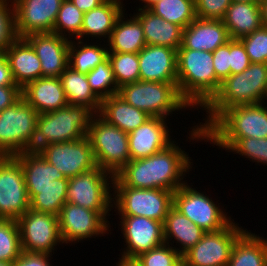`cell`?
<instances>
[{
	"label": "cell",
	"mask_w": 267,
	"mask_h": 266,
	"mask_svg": "<svg viewBox=\"0 0 267 266\" xmlns=\"http://www.w3.org/2000/svg\"><path fill=\"white\" fill-rule=\"evenodd\" d=\"M86 77L90 88L101 101L118 93L119 88L108 58L91 70Z\"/></svg>",
	"instance_id": "40"
},
{
	"label": "cell",
	"mask_w": 267,
	"mask_h": 266,
	"mask_svg": "<svg viewBox=\"0 0 267 266\" xmlns=\"http://www.w3.org/2000/svg\"><path fill=\"white\" fill-rule=\"evenodd\" d=\"M109 212H96L66 202L58 214L59 232L62 242L76 243L110 232ZM108 216V218H107ZM76 241V242H75Z\"/></svg>",
	"instance_id": "15"
},
{
	"label": "cell",
	"mask_w": 267,
	"mask_h": 266,
	"mask_svg": "<svg viewBox=\"0 0 267 266\" xmlns=\"http://www.w3.org/2000/svg\"><path fill=\"white\" fill-rule=\"evenodd\" d=\"M72 3L83 13H86L102 3H104L106 0H71Z\"/></svg>",
	"instance_id": "51"
},
{
	"label": "cell",
	"mask_w": 267,
	"mask_h": 266,
	"mask_svg": "<svg viewBox=\"0 0 267 266\" xmlns=\"http://www.w3.org/2000/svg\"><path fill=\"white\" fill-rule=\"evenodd\" d=\"M141 266H184L183 256L170 244H162L136 258Z\"/></svg>",
	"instance_id": "42"
},
{
	"label": "cell",
	"mask_w": 267,
	"mask_h": 266,
	"mask_svg": "<svg viewBox=\"0 0 267 266\" xmlns=\"http://www.w3.org/2000/svg\"><path fill=\"white\" fill-rule=\"evenodd\" d=\"M149 10L183 29L197 18L195 0H159Z\"/></svg>",
	"instance_id": "37"
},
{
	"label": "cell",
	"mask_w": 267,
	"mask_h": 266,
	"mask_svg": "<svg viewBox=\"0 0 267 266\" xmlns=\"http://www.w3.org/2000/svg\"><path fill=\"white\" fill-rule=\"evenodd\" d=\"M16 221L22 251L52 255L57 245H63L58 216L29 209Z\"/></svg>",
	"instance_id": "13"
},
{
	"label": "cell",
	"mask_w": 267,
	"mask_h": 266,
	"mask_svg": "<svg viewBox=\"0 0 267 266\" xmlns=\"http://www.w3.org/2000/svg\"><path fill=\"white\" fill-rule=\"evenodd\" d=\"M251 64L245 47L239 39L230 40V68L231 75L239 74Z\"/></svg>",
	"instance_id": "47"
},
{
	"label": "cell",
	"mask_w": 267,
	"mask_h": 266,
	"mask_svg": "<svg viewBox=\"0 0 267 266\" xmlns=\"http://www.w3.org/2000/svg\"><path fill=\"white\" fill-rule=\"evenodd\" d=\"M113 209L119 216H141L164 223L174 192L164 189L113 187Z\"/></svg>",
	"instance_id": "9"
},
{
	"label": "cell",
	"mask_w": 267,
	"mask_h": 266,
	"mask_svg": "<svg viewBox=\"0 0 267 266\" xmlns=\"http://www.w3.org/2000/svg\"><path fill=\"white\" fill-rule=\"evenodd\" d=\"M266 102L224 110L206 129L205 138H267Z\"/></svg>",
	"instance_id": "7"
},
{
	"label": "cell",
	"mask_w": 267,
	"mask_h": 266,
	"mask_svg": "<svg viewBox=\"0 0 267 266\" xmlns=\"http://www.w3.org/2000/svg\"><path fill=\"white\" fill-rule=\"evenodd\" d=\"M204 141L238 153L252 162L267 165V138H205Z\"/></svg>",
	"instance_id": "36"
},
{
	"label": "cell",
	"mask_w": 267,
	"mask_h": 266,
	"mask_svg": "<svg viewBox=\"0 0 267 266\" xmlns=\"http://www.w3.org/2000/svg\"><path fill=\"white\" fill-rule=\"evenodd\" d=\"M231 0H195L196 16L201 19L222 20Z\"/></svg>",
	"instance_id": "45"
},
{
	"label": "cell",
	"mask_w": 267,
	"mask_h": 266,
	"mask_svg": "<svg viewBox=\"0 0 267 266\" xmlns=\"http://www.w3.org/2000/svg\"><path fill=\"white\" fill-rule=\"evenodd\" d=\"M227 266H267V238L246 229L236 239Z\"/></svg>",
	"instance_id": "31"
},
{
	"label": "cell",
	"mask_w": 267,
	"mask_h": 266,
	"mask_svg": "<svg viewBox=\"0 0 267 266\" xmlns=\"http://www.w3.org/2000/svg\"><path fill=\"white\" fill-rule=\"evenodd\" d=\"M251 62L267 63V28L261 27L239 39Z\"/></svg>",
	"instance_id": "44"
},
{
	"label": "cell",
	"mask_w": 267,
	"mask_h": 266,
	"mask_svg": "<svg viewBox=\"0 0 267 266\" xmlns=\"http://www.w3.org/2000/svg\"><path fill=\"white\" fill-rule=\"evenodd\" d=\"M3 53L9 61L13 80L21 89L42 77L41 62L24 38H17Z\"/></svg>",
	"instance_id": "24"
},
{
	"label": "cell",
	"mask_w": 267,
	"mask_h": 266,
	"mask_svg": "<svg viewBox=\"0 0 267 266\" xmlns=\"http://www.w3.org/2000/svg\"><path fill=\"white\" fill-rule=\"evenodd\" d=\"M38 152L66 178L75 177L97 166L87 136L75 141L49 144Z\"/></svg>",
	"instance_id": "16"
},
{
	"label": "cell",
	"mask_w": 267,
	"mask_h": 266,
	"mask_svg": "<svg viewBox=\"0 0 267 266\" xmlns=\"http://www.w3.org/2000/svg\"><path fill=\"white\" fill-rule=\"evenodd\" d=\"M267 100V63L251 62L250 66L239 74L225 79L213 98L203 107L206 110L205 123L189 131V139L205 140V129L226 109L266 102ZM191 137V138H190Z\"/></svg>",
	"instance_id": "2"
},
{
	"label": "cell",
	"mask_w": 267,
	"mask_h": 266,
	"mask_svg": "<svg viewBox=\"0 0 267 266\" xmlns=\"http://www.w3.org/2000/svg\"><path fill=\"white\" fill-rule=\"evenodd\" d=\"M119 95L125 102L151 117H166L173 111L192 108L181 96L177 82L137 81L121 86Z\"/></svg>",
	"instance_id": "5"
},
{
	"label": "cell",
	"mask_w": 267,
	"mask_h": 266,
	"mask_svg": "<svg viewBox=\"0 0 267 266\" xmlns=\"http://www.w3.org/2000/svg\"><path fill=\"white\" fill-rule=\"evenodd\" d=\"M135 17L140 21L147 45H159L178 50L182 45L183 28L165 21L149 9H137Z\"/></svg>",
	"instance_id": "25"
},
{
	"label": "cell",
	"mask_w": 267,
	"mask_h": 266,
	"mask_svg": "<svg viewBox=\"0 0 267 266\" xmlns=\"http://www.w3.org/2000/svg\"><path fill=\"white\" fill-rule=\"evenodd\" d=\"M83 18L84 13L71 0H63L55 20L53 33L69 40L71 39L70 37L81 40Z\"/></svg>",
	"instance_id": "38"
},
{
	"label": "cell",
	"mask_w": 267,
	"mask_h": 266,
	"mask_svg": "<svg viewBox=\"0 0 267 266\" xmlns=\"http://www.w3.org/2000/svg\"><path fill=\"white\" fill-rule=\"evenodd\" d=\"M0 86H18L13 80L9 61L4 53L0 54Z\"/></svg>",
	"instance_id": "50"
},
{
	"label": "cell",
	"mask_w": 267,
	"mask_h": 266,
	"mask_svg": "<svg viewBox=\"0 0 267 266\" xmlns=\"http://www.w3.org/2000/svg\"><path fill=\"white\" fill-rule=\"evenodd\" d=\"M186 182L173 195V207L205 232L225 228L232 220L219 203ZM218 205V206H217Z\"/></svg>",
	"instance_id": "11"
},
{
	"label": "cell",
	"mask_w": 267,
	"mask_h": 266,
	"mask_svg": "<svg viewBox=\"0 0 267 266\" xmlns=\"http://www.w3.org/2000/svg\"><path fill=\"white\" fill-rule=\"evenodd\" d=\"M163 234L166 244H172L170 241L173 238L178 245L181 244L180 248H174L183 256L201 240L205 231L172 207L164 220Z\"/></svg>",
	"instance_id": "28"
},
{
	"label": "cell",
	"mask_w": 267,
	"mask_h": 266,
	"mask_svg": "<svg viewBox=\"0 0 267 266\" xmlns=\"http://www.w3.org/2000/svg\"><path fill=\"white\" fill-rule=\"evenodd\" d=\"M259 4L262 27L267 28V0L260 1Z\"/></svg>",
	"instance_id": "52"
},
{
	"label": "cell",
	"mask_w": 267,
	"mask_h": 266,
	"mask_svg": "<svg viewBox=\"0 0 267 266\" xmlns=\"http://www.w3.org/2000/svg\"><path fill=\"white\" fill-rule=\"evenodd\" d=\"M59 78L68 104L83 105L91 109L95 114L99 113L101 100L90 88L86 74L79 73L68 66Z\"/></svg>",
	"instance_id": "32"
},
{
	"label": "cell",
	"mask_w": 267,
	"mask_h": 266,
	"mask_svg": "<svg viewBox=\"0 0 267 266\" xmlns=\"http://www.w3.org/2000/svg\"><path fill=\"white\" fill-rule=\"evenodd\" d=\"M177 86L192 108H203L216 94L212 52L178 49Z\"/></svg>",
	"instance_id": "3"
},
{
	"label": "cell",
	"mask_w": 267,
	"mask_h": 266,
	"mask_svg": "<svg viewBox=\"0 0 267 266\" xmlns=\"http://www.w3.org/2000/svg\"><path fill=\"white\" fill-rule=\"evenodd\" d=\"M167 122L161 117H151L137 129L128 133L131 160L147 158L165 149L171 140Z\"/></svg>",
	"instance_id": "20"
},
{
	"label": "cell",
	"mask_w": 267,
	"mask_h": 266,
	"mask_svg": "<svg viewBox=\"0 0 267 266\" xmlns=\"http://www.w3.org/2000/svg\"><path fill=\"white\" fill-rule=\"evenodd\" d=\"M235 2H257L256 0H231Z\"/></svg>",
	"instance_id": "55"
},
{
	"label": "cell",
	"mask_w": 267,
	"mask_h": 266,
	"mask_svg": "<svg viewBox=\"0 0 267 266\" xmlns=\"http://www.w3.org/2000/svg\"><path fill=\"white\" fill-rule=\"evenodd\" d=\"M52 255L47 253H28L22 251L13 262V266H53L50 264Z\"/></svg>",
	"instance_id": "48"
},
{
	"label": "cell",
	"mask_w": 267,
	"mask_h": 266,
	"mask_svg": "<svg viewBox=\"0 0 267 266\" xmlns=\"http://www.w3.org/2000/svg\"><path fill=\"white\" fill-rule=\"evenodd\" d=\"M0 266H13V263H6L0 261Z\"/></svg>",
	"instance_id": "56"
},
{
	"label": "cell",
	"mask_w": 267,
	"mask_h": 266,
	"mask_svg": "<svg viewBox=\"0 0 267 266\" xmlns=\"http://www.w3.org/2000/svg\"><path fill=\"white\" fill-rule=\"evenodd\" d=\"M124 12L116 20L114 29L106 41L108 52L138 53L147 45L142 25L133 15L126 20Z\"/></svg>",
	"instance_id": "30"
},
{
	"label": "cell",
	"mask_w": 267,
	"mask_h": 266,
	"mask_svg": "<svg viewBox=\"0 0 267 266\" xmlns=\"http://www.w3.org/2000/svg\"><path fill=\"white\" fill-rule=\"evenodd\" d=\"M116 266H141L136 259L119 258Z\"/></svg>",
	"instance_id": "53"
},
{
	"label": "cell",
	"mask_w": 267,
	"mask_h": 266,
	"mask_svg": "<svg viewBox=\"0 0 267 266\" xmlns=\"http://www.w3.org/2000/svg\"><path fill=\"white\" fill-rule=\"evenodd\" d=\"M22 97L38 114L51 112L68 105L59 77H41L22 88Z\"/></svg>",
	"instance_id": "23"
},
{
	"label": "cell",
	"mask_w": 267,
	"mask_h": 266,
	"mask_svg": "<svg viewBox=\"0 0 267 266\" xmlns=\"http://www.w3.org/2000/svg\"><path fill=\"white\" fill-rule=\"evenodd\" d=\"M38 113L21 97L0 112V156L33 151Z\"/></svg>",
	"instance_id": "6"
},
{
	"label": "cell",
	"mask_w": 267,
	"mask_h": 266,
	"mask_svg": "<svg viewBox=\"0 0 267 266\" xmlns=\"http://www.w3.org/2000/svg\"><path fill=\"white\" fill-rule=\"evenodd\" d=\"M63 0H12L18 38L32 33H53Z\"/></svg>",
	"instance_id": "18"
},
{
	"label": "cell",
	"mask_w": 267,
	"mask_h": 266,
	"mask_svg": "<svg viewBox=\"0 0 267 266\" xmlns=\"http://www.w3.org/2000/svg\"><path fill=\"white\" fill-rule=\"evenodd\" d=\"M113 181V175L96 166L69 178L66 200L96 212H110L113 210Z\"/></svg>",
	"instance_id": "10"
},
{
	"label": "cell",
	"mask_w": 267,
	"mask_h": 266,
	"mask_svg": "<svg viewBox=\"0 0 267 266\" xmlns=\"http://www.w3.org/2000/svg\"><path fill=\"white\" fill-rule=\"evenodd\" d=\"M69 178L50 181L43 188H27L30 199V209L58 216L67 202V187Z\"/></svg>",
	"instance_id": "34"
},
{
	"label": "cell",
	"mask_w": 267,
	"mask_h": 266,
	"mask_svg": "<svg viewBox=\"0 0 267 266\" xmlns=\"http://www.w3.org/2000/svg\"><path fill=\"white\" fill-rule=\"evenodd\" d=\"M175 143L147 158L130 160L114 176L112 186L175 192L186 183L183 178L193 167L191 157Z\"/></svg>",
	"instance_id": "1"
},
{
	"label": "cell",
	"mask_w": 267,
	"mask_h": 266,
	"mask_svg": "<svg viewBox=\"0 0 267 266\" xmlns=\"http://www.w3.org/2000/svg\"><path fill=\"white\" fill-rule=\"evenodd\" d=\"M29 209L20 161L15 156H0V219L17 220Z\"/></svg>",
	"instance_id": "14"
},
{
	"label": "cell",
	"mask_w": 267,
	"mask_h": 266,
	"mask_svg": "<svg viewBox=\"0 0 267 266\" xmlns=\"http://www.w3.org/2000/svg\"><path fill=\"white\" fill-rule=\"evenodd\" d=\"M87 137L93 150L96 165L115 176L130 160L128 133L108 124L95 114Z\"/></svg>",
	"instance_id": "8"
},
{
	"label": "cell",
	"mask_w": 267,
	"mask_h": 266,
	"mask_svg": "<svg viewBox=\"0 0 267 266\" xmlns=\"http://www.w3.org/2000/svg\"><path fill=\"white\" fill-rule=\"evenodd\" d=\"M95 113L83 105H70L47 113L38 114L33 151L66 141H75L87 136Z\"/></svg>",
	"instance_id": "4"
},
{
	"label": "cell",
	"mask_w": 267,
	"mask_h": 266,
	"mask_svg": "<svg viewBox=\"0 0 267 266\" xmlns=\"http://www.w3.org/2000/svg\"><path fill=\"white\" fill-rule=\"evenodd\" d=\"M140 81L177 82V50L146 45L138 52Z\"/></svg>",
	"instance_id": "21"
},
{
	"label": "cell",
	"mask_w": 267,
	"mask_h": 266,
	"mask_svg": "<svg viewBox=\"0 0 267 266\" xmlns=\"http://www.w3.org/2000/svg\"><path fill=\"white\" fill-rule=\"evenodd\" d=\"M230 40L222 20L196 18L183 29L182 45L179 49L213 52Z\"/></svg>",
	"instance_id": "22"
},
{
	"label": "cell",
	"mask_w": 267,
	"mask_h": 266,
	"mask_svg": "<svg viewBox=\"0 0 267 266\" xmlns=\"http://www.w3.org/2000/svg\"><path fill=\"white\" fill-rule=\"evenodd\" d=\"M22 97L19 86H0V112L16 103Z\"/></svg>",
	"instance_id": "49"
},
{
	"label": "cell",
	"mask_w": 267,
	"mask_h": 266,
	"mask_svg": "<svg viewBox=\"0 0 267 266\" xmlns=\"http://www.w3.org/2000/svg\"><path fill=\"white\" fill-rule=\"evenodd\" d=\"M24 39L41 62L42 77H60L69 66L70 40L55 33H32Z\"/></svg>",
	"instance_id": "19"
},
{
	"label": "cell",
	"mask_w": 267,
	"mask_h": 266,
	"mask_svg": "<svg viewBox=\"0 0 267 266\" xmlns=\"http://www.w3.org/2000/svg\"><path fill=\"white\" fill-rule=\"evenodd\" d=\"M234 222L214 232H205L201 240L183 255L184 266H227L236 239L245 231Z\"/></svg>",
	"instance_id": "12"
},
{
	"label": "cell",
	"mask_w": 267,
	"mask_h": 266,
	"mask_svg": "<svg viewBox=\"0 0 267 266\" xmlns=\"http://www.w3.org/2000/svg\"><path fill=\"white\" fill-rule=\"evenodd\" d=\"M142 1L141 3H144V5L139 7V9H149L152 5H154L156 2L159 0H139V2Z\"/></svg>",
	"instance_id": "54"
},
{
	"label": "cell",
	"mask_w": 267,
	"mask_h": 266,
	"mask_svg": "<svg viewBox=\"0 0 267 266\" xmlns=\"http://www.w3.org/2000/svg\"><path fill=\"white\" fill-rule=\"evenodd\" d=\"M231 39H240L262 27L259 2L232 1L222 19Z\"/></svg>",
	"instance_id": "29"
},
{
	"label": "cell",
	"mask_w": 267,
	"mask_h": 266,
	"mask_svg": "<svg viewBox=\"0 0 267 266\" xmlns=\"http://www.w3.org/2000/svg\"><path fill=\"white\" fill-rule=\"evenodd\" d=\"M20 161L25 178L26 188H43L56 179L65 176L48 163L37 151H26L15 155Z\"/></svg>",
	"instance_id": "33"
},
{
	"label": "cell",
	"mask_w": 267,
	"mask_h": 266,
	"mask_svg": "<svg viewBox=\"0 0 267 266\" xmlns=\"http://www.w3.org/2000/svg\"><path fill=\"white\" fill-rule=\"evenodd\" d=\"M98 115L126 133L132 132L151 118L148 113L128 104L117 94L101 101Z\"/></svg>",
	"instance_id": "26"
},
{
	"label": "cell",
	"mask_w": 267,
	"mask_h": 266,
	"mask_svg": "<svg viewBox=\"0 0 267 266\" xmlns=\"http://www.w3.org/2000/svg\"><path fill=\"white\" fill-rule=\"evenodd\" d=\"M125 245L122 258L136 259L141 254L165 243L163 223L141 216H120Z\"/></svg>",
	"instance_id": "17"
},
{
	"label": "cell",
	"mask_w": 267,
	"mask_h": 266,
	"mask_svg": "<svg viewBox=\"0 0 267 266\" xmlns=\"http://www.w3.org/2000/svg\"><path fill=\"white\" fill-rule=\"evenodd\" d=\"M77 41L78 43H76ZM77 41L70 39L69 66L79 73L87 75L108 58V47L107 44L104 47L97 42L91 45L87 41L84 43V40L77 39Z\"/></svg>",
	"instance_id": "35"
},
{
	"label": "cell",
	"mask_w": 267,
	"mask_h": 266,
	"mask_svg": "<svg viewBox=\"0 0 267 266\" xmlns=\"http://www.w3.org/2000/svg\"><path fill=\"white\" fill-rule=\"evenodd\" d=\"M117 87L140 80L138 53L108 52Z\"/></svg>",
	"instance_id": "39"
},
{
	"label": "cell",
	"mask_w": 267,
	"mask_h": 266,
	"mask_svg": "<svg viewBox=\"0 0 267 266\" xmlns=\"http://www.w3.org/2000/svg\"><path fill=\"white\" fill-rule=\"evenodd\" d=\"M21 252L17 221L0 219V261L13 263Z\"/></svg>",
	"instance_id": "41"
},
{
	"label": "cell",
	"mask_w": 267,
	"mask_h": 266,
	"mask_svg": "<svg viewBox=\"0 0 267 266\" xmlns=\"http://www.w3.org/2000/svg\"><path fill=\"white\" fill-rule=\"evenodd\" d=\"M17 38L12 0H0V51L3 53Z\"/></svg>",
	"instance_id": "43"
},
{
	"label": "cell",
	"mask_w": 267,
	"mask_h": 266,
	"mask_svg": "<svg viewBox=\"0 0 267 266\" xmlns=\"http://www.w3.org/2000/svg\"><path fill=\"white\" fill-rule=\"evenodd\" d=\"M214 71L216 73V93L221 83L231 75L230 41L212 52Z\"/></svg>",
	"instance_id": "46"
},
{
	"label": "cell",
	"mask_w": 267,
	"mask_h": 266,
	"mask_svg": "<svg viewBox=\"0 0 267 266\" xmlns=\"http://www.w3.org/2000/svg\"><path fill=\"white\" fill-rule=\"evenodd\" d=\"M122 3V0H106L98 7L84 13L81 40L84 37L88 39L96 37L100 40L104 37L108 41L116 20L125 11Z\"/></svg>",
	"instance_id": "27"
}]
</instances>
